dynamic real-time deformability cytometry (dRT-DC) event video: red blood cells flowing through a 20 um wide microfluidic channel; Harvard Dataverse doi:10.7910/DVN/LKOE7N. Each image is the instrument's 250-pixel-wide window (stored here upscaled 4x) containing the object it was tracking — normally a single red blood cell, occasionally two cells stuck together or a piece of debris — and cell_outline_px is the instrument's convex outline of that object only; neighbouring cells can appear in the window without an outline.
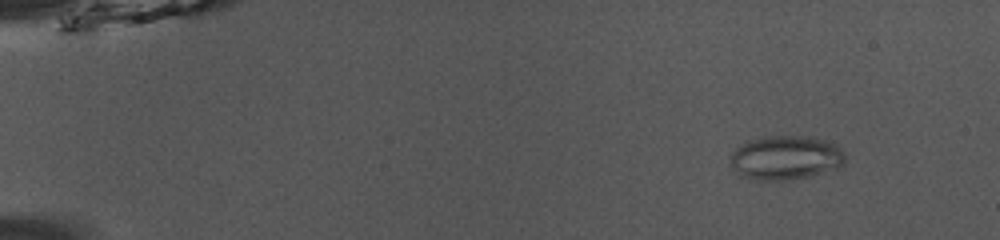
{"species": "common noctule bat (a hibernating species)", "species_latin": "Nyctalus noctula", "temperature_condition": "room temperature", "stored_images_in_passage": 53, "camera_frame_rate_fps": 3000, "um_per_image_px": 0.085, "animal": {"sex": "male", "body_mass_g": 13.0, "forearm_length_mm": 53.1}, "frame": {"image": 1, "passage_image": 7, "time_ms": 2.0, "image_size_px": [1000, 240], "cell_outline_px": [[840, 164], [816, 172], [796, 176], [760, 176], [748, 172], [732, 160], [732, 156], [740, 148], [748, 144], [760, 140], [812, 140], [828, 144], [836, 148], [840, 152]], "centroid_in_image_um": [66.84, 13.39], "position_along_channel_um": 18.2, "area_um2": 23.0}}
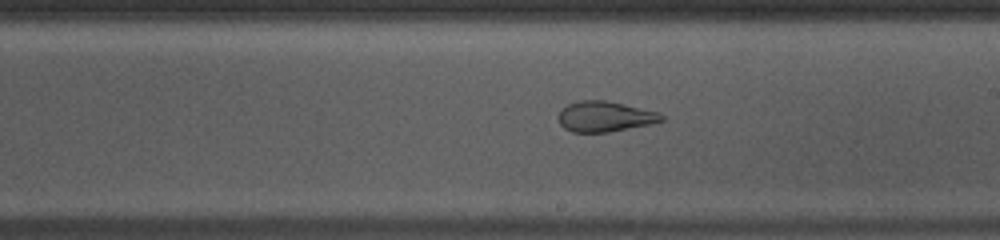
{"frame": {"image": 2, "passage_image": 32, "time_ms": 10.333, "image_size_px": [1000, 240], "cell_outline_px": [[664, 120], [604, 132], [572, 132], [564, 128], [560, 124], [560, 112], [568, 104], [584, 100], [604, 100], [656, 112], [664, 116]], "centroid_in_image_um": [51.35, 9.9], "position_along_channel_um": 237.6, "area_um2": 17.4}}
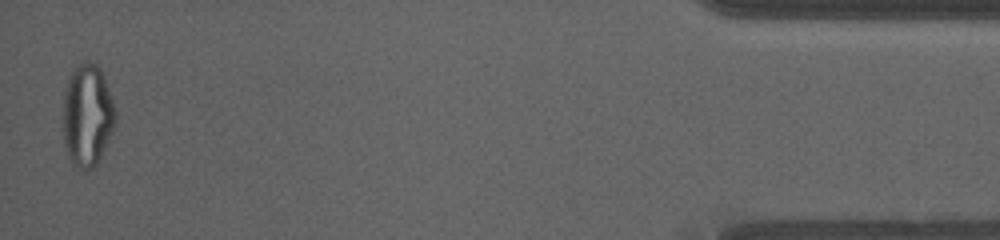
{"frame": {"image": 3, "passage_image": 52, "time_ms": 17.0, "image_size_px": [1000, 240], "cell_outline_px": [[112, 124], [100, 152], [96, 160], [88, 168], [76, 160], [72, 156], [68, 148], [64, 136], [64, 96], [72, 76], [80, 68], [88, 64], [92, 64], [100, 72], [104, 80], [112, 104]], "centroid_in_image_um": [7.39, 9.75], "position_along_channel_um": 427.8, "area_um2": 26.99}, "authors_computed_cell_mechanics": {"area_um2": 21.7328, "velocity_mm_per_s": 3.968, "shape_relaxation_time_tau1_ms": null, "shape_relaxation_time_tau2_ms": 1.4568, "deformation_change_tau1": null, "deformation_change_tau2": 0.0894}}